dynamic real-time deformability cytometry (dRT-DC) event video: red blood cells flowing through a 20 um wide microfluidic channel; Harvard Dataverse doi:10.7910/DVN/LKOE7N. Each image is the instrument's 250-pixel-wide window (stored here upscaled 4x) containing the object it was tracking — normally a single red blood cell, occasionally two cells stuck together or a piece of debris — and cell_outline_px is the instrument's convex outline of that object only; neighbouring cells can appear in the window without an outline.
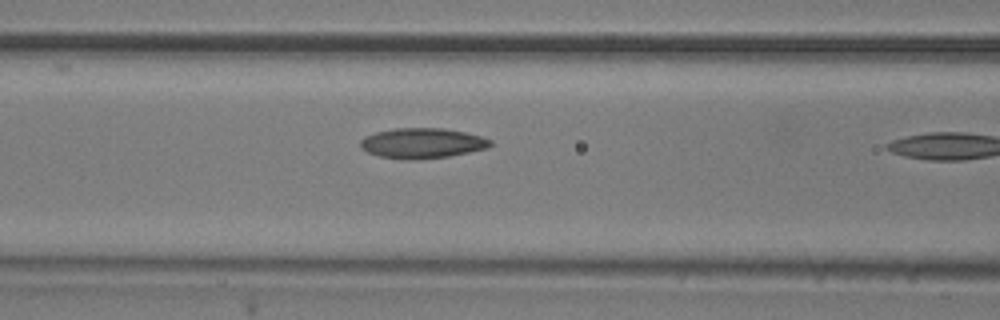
{"species": "common noctule bat (a hibernating species)", "species_latin": "Nyctalus noctula", "temperature_condition": "room temperature", "stored_images_in_passage": 10, "camera_frame_rate_fps": 3000, "um_per_image_px": 0.085, "animal": {"sex": "male", "body_mass_g": 20.5, "forearm_length_mm": 52.5}, "frame": {"image": 1, "passage_image": 9, "time_ms": 2.667, "image_size_px": [1000, 320], "cell_outline_px": [[492, 144], [488, 148], [448, 156], [412, 160], [404, 160], [380, 156], [368, 152], [360, 148], [360, 140], [364, 136], [376, 132], [396, 128], [444, 128], [464, 132], [480, 136], [492, 140]], "centroid_in_image_um": [35.87, 12.17], "position_along_channel_um": 130.7, "area_um2": 22.89}}